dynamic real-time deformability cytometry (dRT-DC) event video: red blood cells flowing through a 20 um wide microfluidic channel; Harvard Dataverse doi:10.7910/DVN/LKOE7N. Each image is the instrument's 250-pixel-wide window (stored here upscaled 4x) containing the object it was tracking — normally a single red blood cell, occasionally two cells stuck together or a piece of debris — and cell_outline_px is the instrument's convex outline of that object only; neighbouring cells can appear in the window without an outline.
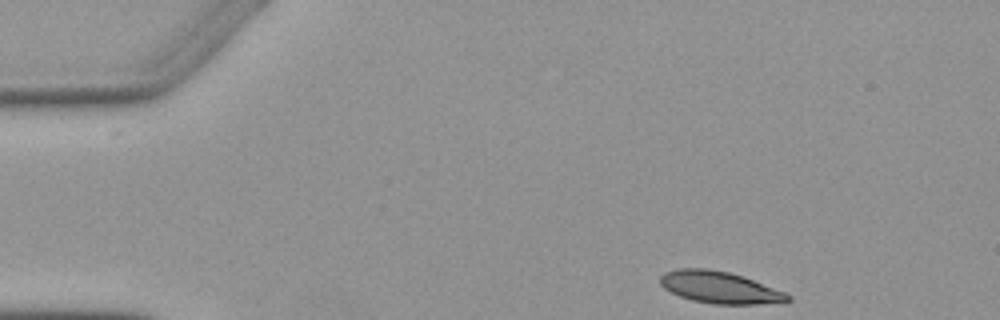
{"species": "Egyptian fruit bat (a non-hibernating species)", "species_latin": "Rousettus aegyptiacus", "temperature_condition": "warm", "stored_images_in_passage": 3, "camera_frame_rate_fps": 3000, "um_per_image_px": 0.085, "animal": {"sex": "female"}, "frame": {"image": 1, "passage_image": 1, "time_ms": 0.0, "image_size_px": [1000, 320], "cell_outline_px": [[792, 300], [756, 304], [712, 304], [692, 300], [680, 296], [664, 288], [660, 284], [660, 276], [664, 272], [676, 268], [708, 268], [728, 272], [744, 276], [784, 292], [792, 296]], "centroid_in_image_um": [61.14, 24.41], "position_along_channel_um": 23.9, "area_um2": 23.64}}
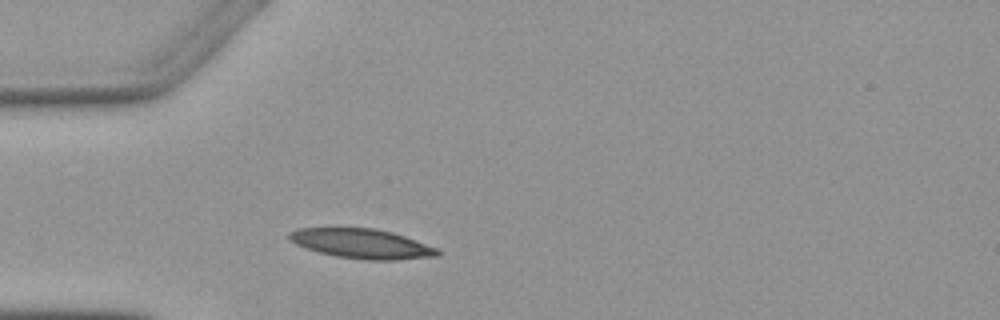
{"frame": {"image": 2, "passage_image": 3, "time_ms": 2.667, "image_size_px": [1000, 320], "cell_outline_px": [[440, 256], [400, 260], [368, 260], [336, 256], [320, 252], [296, 244], [288, 236], [288, 232], [300, 228], [376, 228], [392, 232], [440, 248]], "centroid_in_image_um": [30.84, 20.72], "position_along_channel_um": 54.2, "area_um2": 25.61}}